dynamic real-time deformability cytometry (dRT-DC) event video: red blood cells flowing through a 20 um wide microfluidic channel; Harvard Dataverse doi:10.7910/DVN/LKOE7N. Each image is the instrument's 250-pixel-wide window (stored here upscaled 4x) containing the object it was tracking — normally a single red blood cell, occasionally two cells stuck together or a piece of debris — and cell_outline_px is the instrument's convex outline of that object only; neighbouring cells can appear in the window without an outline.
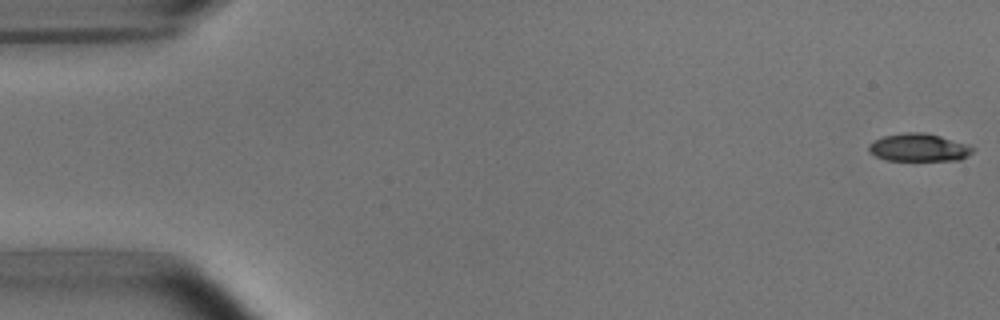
{"species": "common noctule bat (a hibernating species)", "species_latin": "Nyctalus noctula", "temperature_condition": "room temperature", "stored_images_in_passage": 10, "camera_frame_rate_fps": 3000, "um_per_image_px": 0.085, "animal": {"sex": "male", "body_mass_g": 15.6}, "frame": {"image": 1, "passage_image": 1, "time_ms": 0.0, "image_size_px": [1000, 320], "cell_outline_px": [[976, 148], [968, 156], [960, 160], [884, 160], [876, 156], [868, 148], [868, 144], [884, 136], [904, 132], [924, 132], [940, 136], [968, 144]], "centroid_in_image_um": [78.14, 12.54], "position_along_channel_um": 6.9, "area_um2": 16.82}}